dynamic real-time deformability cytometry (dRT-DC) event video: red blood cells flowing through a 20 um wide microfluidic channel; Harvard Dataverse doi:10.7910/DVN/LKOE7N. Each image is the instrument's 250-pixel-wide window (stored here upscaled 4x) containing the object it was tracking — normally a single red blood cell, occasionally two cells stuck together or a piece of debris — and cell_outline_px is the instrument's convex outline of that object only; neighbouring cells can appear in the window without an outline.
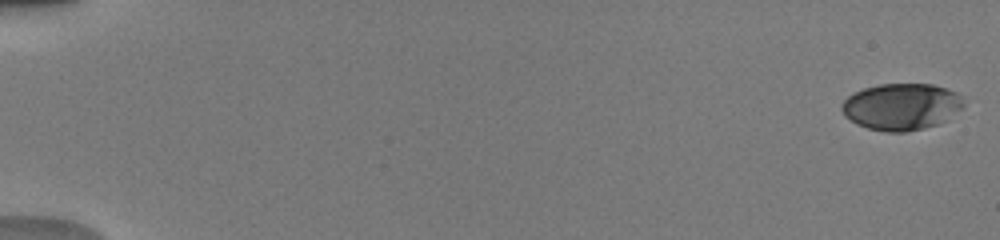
{"species": "human", "species_latin": "Homo sapiens", "temperature_condition": "warm", "stored_images_in_passage": 52, "camera_frame_rate_fps": 3000, "um_per_image_px": 0.085, "donor": {"sex": "male"}, "frame": {"image": 1, "passage_image": 1, "time_ms": 0.0, "image_size_px": [1000, 240], "cell_outline_px": [[964, 104], [960, 108], [944, 120], [936, 124], [924, 128], [904, 132], [884, 132], [868, 128], [856, 124], [844, 116], [840, 108], [840, 104], [852, 92], [864, 88], [880, 84], [932, 84], [956, 92], [960, 96]], "centroid_in_image_um": [76.54, 9.06], "position_along_channel_um": 8.5, "area_um2": 33.0}}
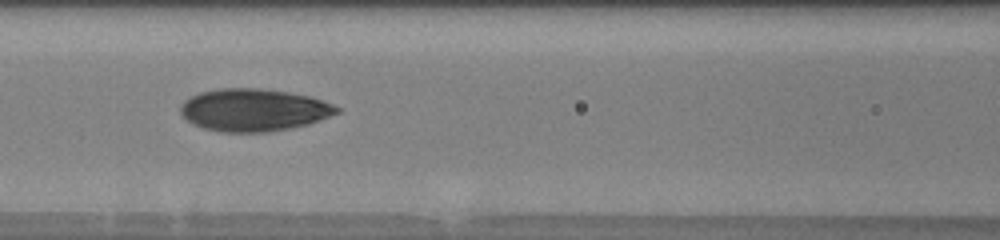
{"frame": {"image": 2, "passage_image": 25, "time_ms": 8.0, "image_size_px": [1000, 240], "cell_outline_px": [[340, 112], [308, 124], [268, 132], [220, 132], [204, 128], [192, 124], [180, 112], [180, 104], [184, 100], [200, 92], [216, 88], [260, 88], [288, 92], [308, 96], [332, 104], [340, 108]], "centroid_in_image_um": [21.53, 9.34], "position_along_channel_um": 145.1, "area_um2": 38.55}}
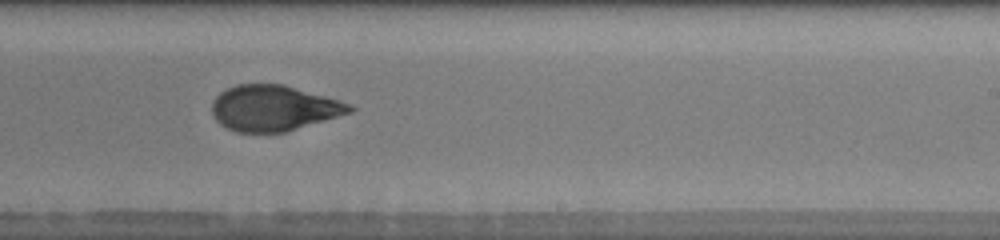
{"frame": {"image": 3, "passage_image": 34, "time_ms": 11.0, "image_size_px": [1000, 240], "cell_outline_px": [[356, 108], [352, 112], [284, 132], [236, 132], [220, 124], [212, 116], [212, 100], [220, 92], [236, 84], [284, 84], [352, 104]], "centroid_in_image_um": [23.24, 9.18], "position_along_channel_um": 265.8, "area_um2": 36.53}, "authors_computed_cell_mechanics": {"area_um2": 36.5874, "velocity_mm_per_s": 4.0288, "shape_relaxation_time_tau1_ms": 4.6758, "shape_relaxation_time_tau2_ms": 1.2978, "deformation_change_tau1": 0.1689, "deformation_change_tau2": 0.0727}}